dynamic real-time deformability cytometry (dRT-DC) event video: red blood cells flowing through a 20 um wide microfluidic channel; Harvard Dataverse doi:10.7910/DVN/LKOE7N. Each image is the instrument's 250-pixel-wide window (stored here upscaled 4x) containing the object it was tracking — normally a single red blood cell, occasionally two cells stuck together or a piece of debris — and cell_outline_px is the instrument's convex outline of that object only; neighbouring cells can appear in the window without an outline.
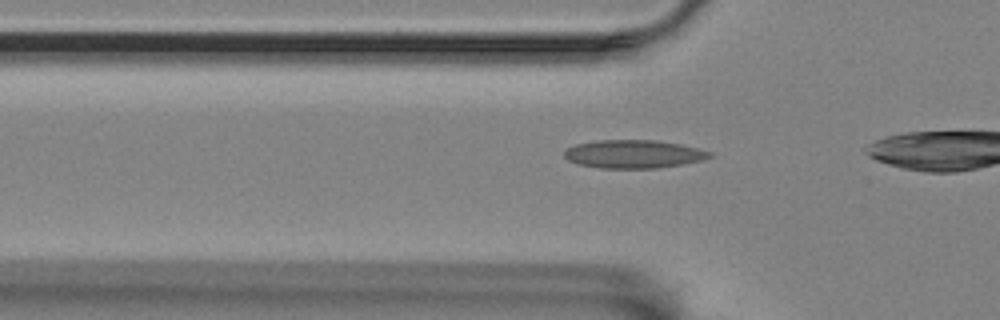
{"species": "Egyptian fruit bat (a non-hibernating species)", "species_latin": "Rousettus aegyptiacus", "temperature_condition": "room temperature", "stored_images_in_passage": 20, "camera_frame_rate_fps": 3000, "um_per_image_px": 0.085, "animal": {"sex": "female"}, "frame": {"image": 1, "passage_image": 14, "time_ms": 4.333, "image_size_px": [1000, 320], "cell_outline_px": [[712, 156], [700, 160], [680, 164], [656, 168], [600, 168], [580, 164], [568, 160], [564, 156], [564, 152], [568, 148], [576, 144], [596, 140], [656, 140], [680, 144], [700, 148], [712, 152]], "centroid_in_image_um": [53.85, 13.08], "position_along_channel_um": 71.9, "area_um2": 23.76}}
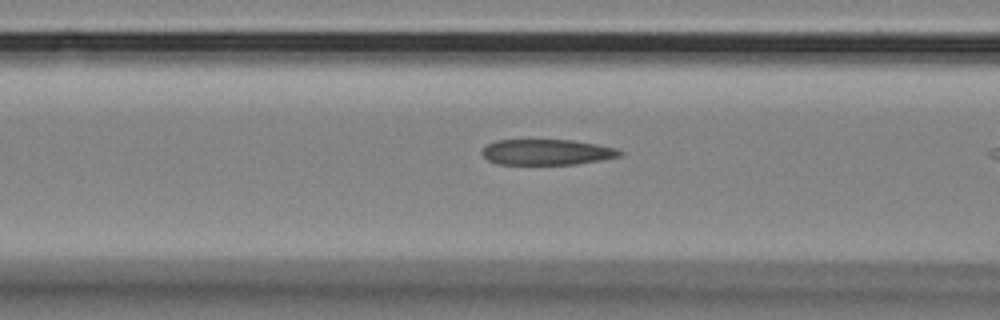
{"frame": {"image": 2, "passage_image": 18, "time_ms": 5.667, "image_size_px": [1000, 320], "cell_outline_px": [[624, 152], [620, 156], [600, 160], [576, 164], [496, 164], [488, 160], [480, 152], [488, 144], [496, 140], [572, 140], [596, 144], [616, 148]], "centroid_in_image_um": [46.47, 12.93], "position_along_channel_um": 120.1, "area_um2": 20.52}}